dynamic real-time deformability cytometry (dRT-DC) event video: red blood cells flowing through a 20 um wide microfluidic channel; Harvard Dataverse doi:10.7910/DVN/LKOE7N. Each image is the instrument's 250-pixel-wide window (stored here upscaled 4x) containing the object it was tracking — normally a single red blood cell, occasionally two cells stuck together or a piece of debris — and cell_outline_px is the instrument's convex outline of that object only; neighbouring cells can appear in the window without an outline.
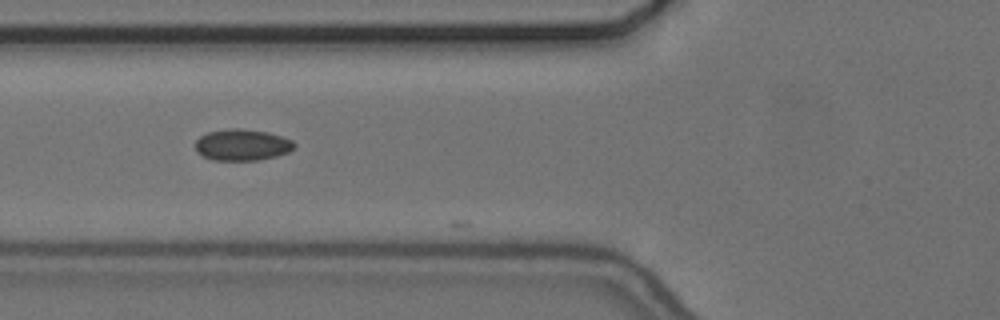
{"species": "common noctule bat (a hibernating species)", "species_latin": "Nyctalus noctula", "temperature_condition": "cold", "stored_images_in_passage": 4, "camera_frame_rate_fps": 3000, "um_per_image_px": 0.085, "animal": {"sex": "female", "body_mass_g": 24.6, "forearm_length_mm": 56.2}, "frame": {"image": 1, "passage_image": 3, "time_ms": 0.667, "image_size_px": [1000, 320], "cell_outline_px": [[296, 148], [288, 152], [276, 156], [260, 160], [212, 160], [196, 152], [196, 140], [200, 136], [208, 132], [232, 128], [240, 128], [268, 132], [292, 140], [296, 144]], "centroid_in_image_um": [20.6, 12.31], "position_along_channel_um": 105.2, "area_um2": 18.15}}